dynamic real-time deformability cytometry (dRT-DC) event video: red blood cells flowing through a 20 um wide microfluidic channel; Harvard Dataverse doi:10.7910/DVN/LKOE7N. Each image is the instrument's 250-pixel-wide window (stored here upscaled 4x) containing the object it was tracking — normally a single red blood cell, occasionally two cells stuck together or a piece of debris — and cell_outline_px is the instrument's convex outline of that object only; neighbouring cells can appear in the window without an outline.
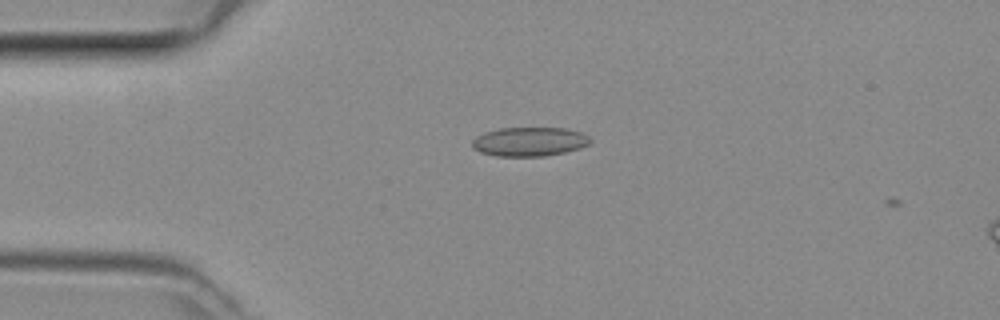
{"species": "common noctule bat (a hibernating species)", "species_latin": "Nyctalus noctula", "temperature_condition": "room temperature", "stored_images_in_passage": 4, "camera_frame_rate_fps": 3000, "um_per_image_px": 0.085, "animal": {"sex": "female", "body_mass_g": 29.2, "forearm_length_mm": 56.3}, "frame": {"image": 1, "passage_image": 3, "time_ms": 0.667, "image_size_px": [1000, 320], "cell_outline_px": [[592, 140], [588, 144], [580, 148], [564, 152], [544, 156], [496, 156], [480, 152], [472, 148], [472, 140], [476, 136], [484, 132], [500, 128], [568, 128], [580, 132], [588, 136]], "centroid_in_image_um": [44.98, 12.04], "position_along_channel_um": 40.0, "area_um2": 20.06}}